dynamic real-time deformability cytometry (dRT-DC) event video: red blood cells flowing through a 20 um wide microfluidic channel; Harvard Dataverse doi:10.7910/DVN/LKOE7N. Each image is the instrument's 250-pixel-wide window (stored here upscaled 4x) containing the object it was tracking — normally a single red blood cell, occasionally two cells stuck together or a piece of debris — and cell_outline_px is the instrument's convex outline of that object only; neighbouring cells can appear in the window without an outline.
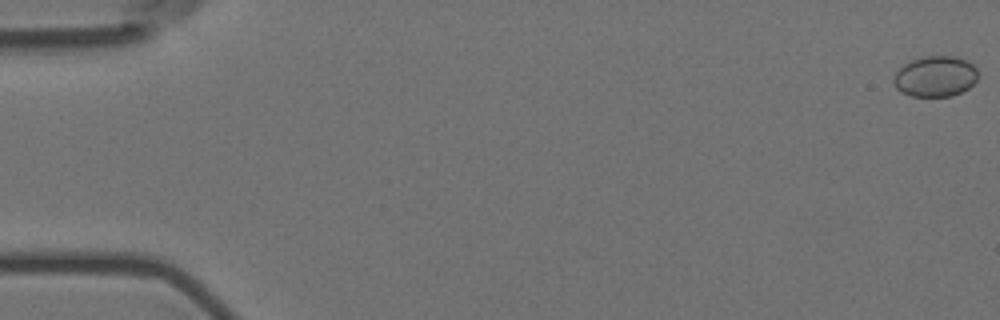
{"species": "Egyptian fruit bat (a non-hibernating species)", "species_latin": "Rousettus aegyptiacus", "temperature_condition": "room temperature", "stored_images_in_passage": 6, "camera_frame_rate_fps": 3000, "um_per_image_px": 0.085, "animal": {"sex": "female"}, "frame": {"image": 1, "passage_image": 1, "time_ms": 0.0, "image_size_px": [1000, 320], "cell_outline_px": [[976, 80], [968, 88], [952, 96], [912, 96], [900, 92], [896, 88], [892, 80], [896, 72], [904, 64], [912, 60], [924, 56], [956, 56], [968, 60], [976, 68]], "centroid_in_image_um": [79.48, 6.49], "position_along_channel_um": 5.5, "area_um2": 20.0}}
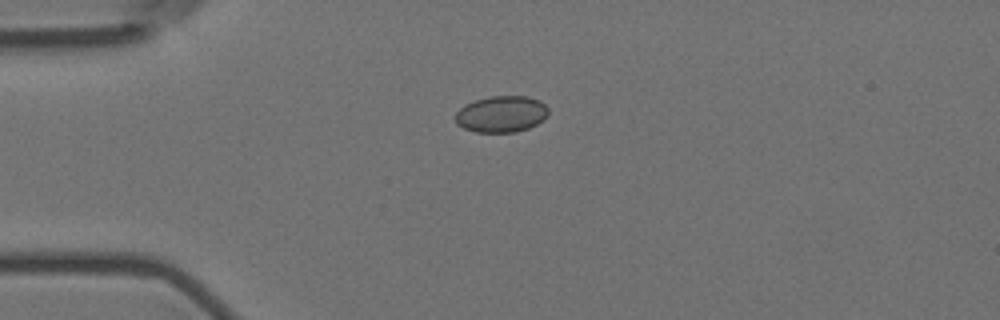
{"frame": {"image": 2, "passage_image": 5, "time_ms": 1.333, "image_size_px": [1000, 320], "cell_outline_px": [[548, 116], [544, 120], [528, 128], [516, 132], [476, 132], [464, 128], [456, 124], [456, 112], [464, 104], [476, 100], [492, 96], [524, 96], [540, 100], [548, 108]], "centroid_in_image_um": [42.63, 9.7], "position_along_channel_um": 42.4, "area_um2": 19.77}}